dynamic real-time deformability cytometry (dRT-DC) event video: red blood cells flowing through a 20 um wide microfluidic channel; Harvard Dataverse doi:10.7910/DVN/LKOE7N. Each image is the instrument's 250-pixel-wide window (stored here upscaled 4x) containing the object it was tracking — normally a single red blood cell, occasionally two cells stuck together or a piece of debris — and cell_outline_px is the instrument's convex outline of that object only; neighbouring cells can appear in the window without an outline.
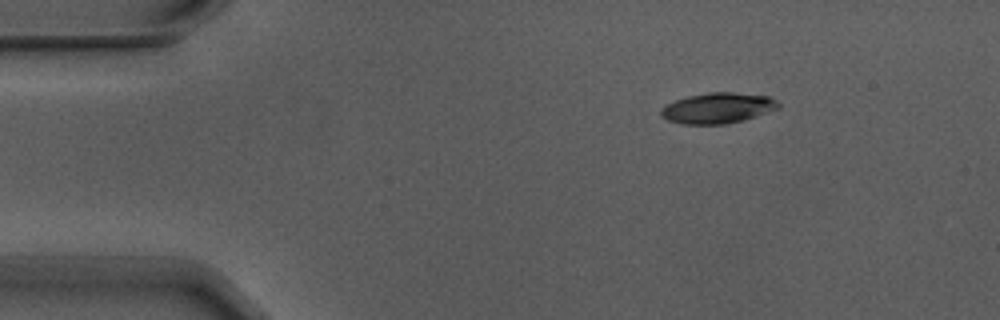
{"species": "Egyptian fruit bat (a non-hibernating species)", "species_latin": "Rousettus aegyptiacus", "temperature_condition": "warm", "stored_images_in_passage": 3, "camera_frame_rate_fps": 3000, "um_per_image_px": 0.085, "animal": {"sex": "male"}, "frame": {"image": 1, "passage_image": 1, "time_ms": 0.0, "image_size_px": [1000, 320], "cell_outline_px": [[780, 108], [744, 120], [724, 124], [680, 124], [668, 120], [660, 116], [660, 108], [676, 100], [688, 96], [708, 92], [732, 92], [768, 96], [776, 100], [780, 104]], "centroid_in_image_um": [61.0, 9.19], "position_along_channel_um": 24.0, "area_um2": 20.98}}